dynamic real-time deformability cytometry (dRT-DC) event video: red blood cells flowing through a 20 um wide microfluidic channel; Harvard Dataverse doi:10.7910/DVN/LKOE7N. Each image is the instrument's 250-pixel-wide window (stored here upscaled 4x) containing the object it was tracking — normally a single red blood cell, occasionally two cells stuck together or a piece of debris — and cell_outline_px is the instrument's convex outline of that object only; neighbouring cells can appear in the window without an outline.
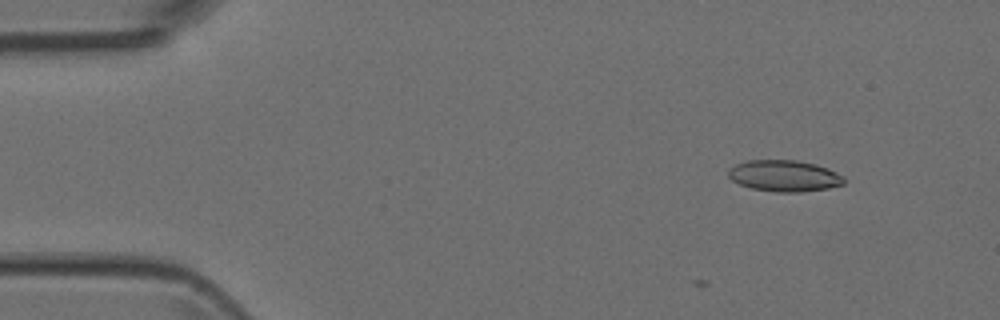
{"species": "Egyptian fruit bat (a non-hibernating species)", "species_latin": "Rousettus aegyptiacus", "temperature_condition": "room temperature", "stored_images_in_passage": 7, "camera_frame_rate_fps": 3000, "um_per_image_px": 0.085, "animal": {"sex": "female"}, "frame": {"image": 1, "passage_image": 2, "time_ms": 1.0, "image_size_px": [1000, 320], "cell_outline_px": [[844, 184], [828, 188], [800, 192], [776, 192], [752, 188], [740, 184], [732, 180], [728, 176], [728, 168], [736, 164], [748, 160], [796, 160], [816, 164], [828, 168], [844, 176]], "centroid_in_image_um": [66.66, 14.94], "position_along_channel_um": 18.3, "area_um2": 21.15}}
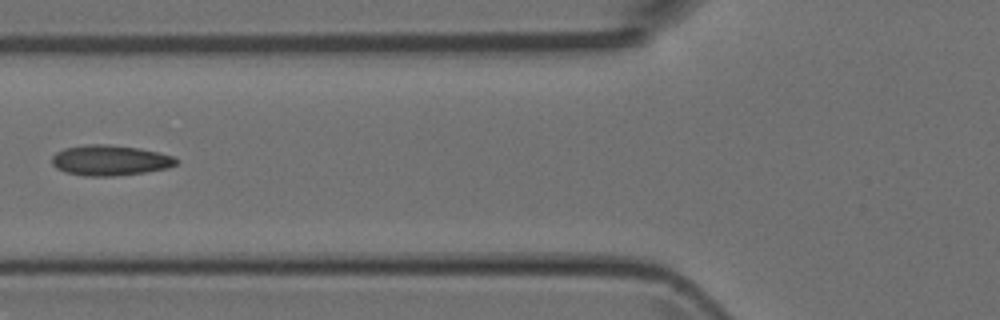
{"frame": {"image": 2, "passage_image": 6, "time_ms": 5.667, "image_size_px": [1000, 320], "cell_outline_px": [[176, 164], [168, 168], [144, 172], [112, 176], [84, 176], [64, 172], [56, 168], [52, 164], [52, 156], [56, 152], [64, 148], [88, 144], [108, 144], [140, 148], [172, 156], [176, 160]], "centroid_in_image_um": [9.29, 13.62], "position_along_channel_um": 116.5, "area_um2": 21.96}}
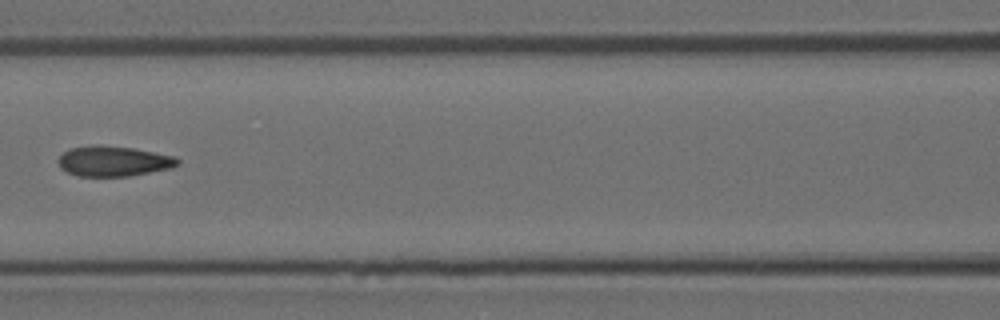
{"frame": {"image": 3, "passage_image": 7, "time_ms": 6.667, "image_size_px": [1000, 320], "cell_outline_px": [[180, 164], [172, 168], [128, 176], [76, 176], [60, 168], [56, 160], [64, 152], [72, 148], [96, 144], [132, 148], [176, 156], [180, 160]], "centroid_in_image_um": [9.65, 13.7], "position_along_channel_um": 156.9, "area_um2": 21.15}}